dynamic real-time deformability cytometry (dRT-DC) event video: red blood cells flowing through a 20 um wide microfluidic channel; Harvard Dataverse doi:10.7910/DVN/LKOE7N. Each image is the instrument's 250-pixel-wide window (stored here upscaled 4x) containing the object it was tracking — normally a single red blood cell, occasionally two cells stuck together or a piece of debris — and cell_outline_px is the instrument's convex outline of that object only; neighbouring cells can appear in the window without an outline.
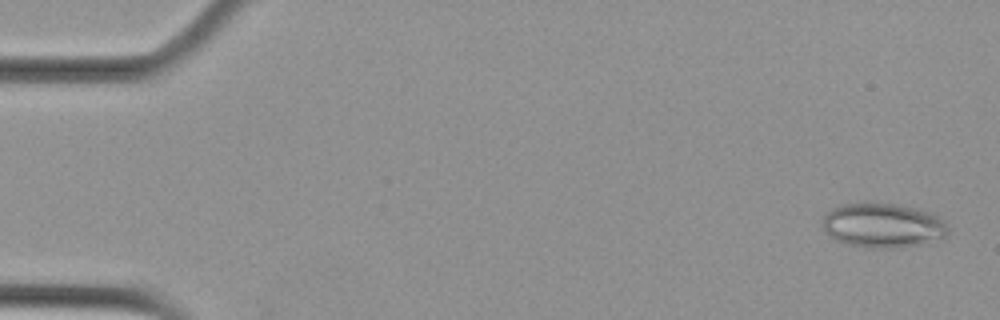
{"species": "Egyptian fruit bat (a non-hibernating species)", "species_latin": "Rousettus aegyptiacus", "temperature_condition": "cold", "stored_images_in_passage": 56, "camera_frame_rate_fps": 3000, "um_per_image_px": 0.085, "animal": {"sex": "female"}, "frame": {"image": 1, "passage_image": 2, "time_ms": 0.333, "image_size_px": [1000, 320], "cell_outline_px": [[948, 232], [944, 236], [916, 244], [888, 248], [852, 244], [840, 240], [832, 236], [824, 228], [824, 216], [832, 208], [844, 204], [892, 204], [912, 208], [936, 216], [948, 228]], "centroid_in_image_um": [75.02, 19.14], "position_along_channel_um": 10.0, "area_um2": 30.58}}
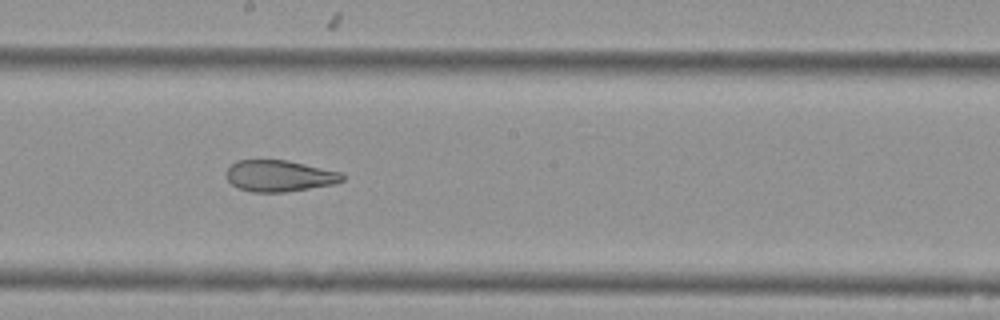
{"frame": {"image": 2, "passage_image": 31, "time_ms": 10.0, "image_size_px": [1000, 320], "cell_outline_px": [[344, 180], [332, 184], [284, 192], [252, 192], [240, 188], [232, 184], [228, 180], [228, 168], [236, 160], [288, 160], [340, 172], [344, 176]], "centroid_in_image_um": [23.75, 14.94], "position_along_channel_um": 224.5, "area_um2": 20.87}}
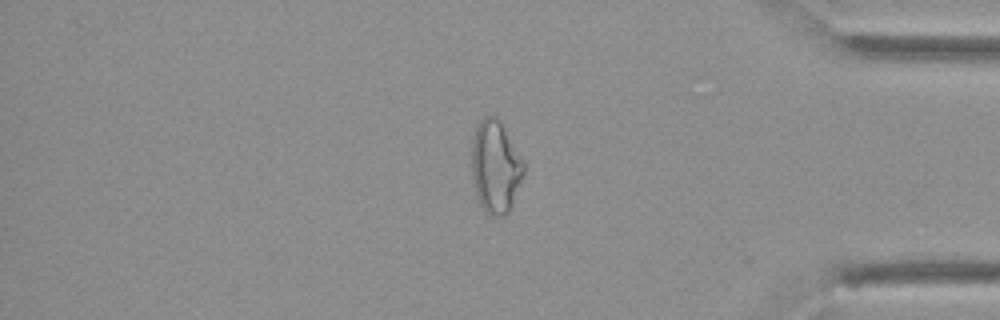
{"frame": {"image": 3, "passage_image": 47, "time_ms": 15.333, "image_size_px": [1000, 320], "cell_outline_px": [[524, 172], [508, 212], [504, 216], [492, 216], [484, 212], [476, 196], [472, 176], [472, 140], [476, 124], [484, 116], [496, 116], [500, 120], [524, 164]], "centroid_in_image_um": [42.07, 14.17], "position_along_channel_um": 393.1, "area_um2": 27.8}, "authors_computed_cell_mechanics": {"area_um2": 28.0041, "velocity_mm_per_s": 3.637, "shape_relaxation_time_tau1_ms": null, "shape_relaxation_time_tau2_ms": 2.7527, "deformation_change_tau1": null, "deformation_change_tau2": 0.1143}}